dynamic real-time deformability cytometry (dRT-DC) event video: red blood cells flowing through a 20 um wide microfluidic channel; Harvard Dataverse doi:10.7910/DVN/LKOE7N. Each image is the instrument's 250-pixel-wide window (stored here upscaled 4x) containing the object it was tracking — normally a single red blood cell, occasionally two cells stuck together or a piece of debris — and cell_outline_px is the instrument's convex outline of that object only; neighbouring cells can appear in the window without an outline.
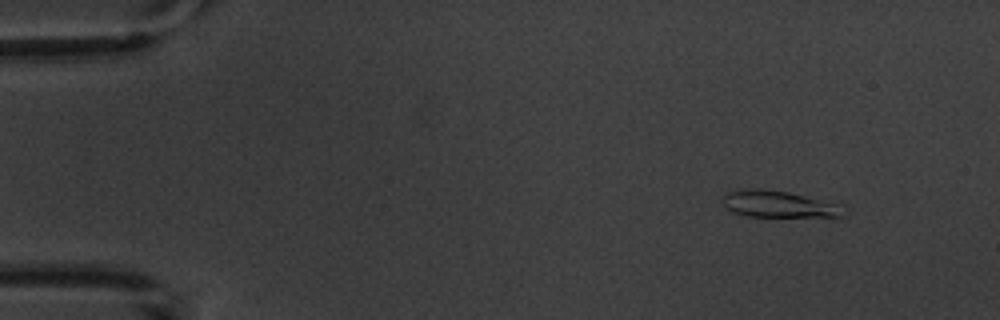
{"species": "common noctule bat (a hibernating species)", "species_latin": "Nyctalus noctula", "temperature_condition": "warm", "stored_images_in_passage": 3, "camera_frame_rate_fps": 3000, "um_per_image_px": 0.085, "animal": {"sex": "male", "body_mass_g": 20.1, "forearm_length_mm": 53.5}, "frame": {"image": 1, "passage_image": 1, "time_ms": 0.0, "image_size_px": [1000, 320], "cell_outline_px": [[844, 216], [748, 216], [732, 212], [724, 204], [724, 196], [728, 192], [756, 188], [760, 188], [788, 192], [844, 204]], "centroid_in_image_um": [66.26, 17.35], "position_along_channel_um": 18.7, "area_um2": 18.55}}